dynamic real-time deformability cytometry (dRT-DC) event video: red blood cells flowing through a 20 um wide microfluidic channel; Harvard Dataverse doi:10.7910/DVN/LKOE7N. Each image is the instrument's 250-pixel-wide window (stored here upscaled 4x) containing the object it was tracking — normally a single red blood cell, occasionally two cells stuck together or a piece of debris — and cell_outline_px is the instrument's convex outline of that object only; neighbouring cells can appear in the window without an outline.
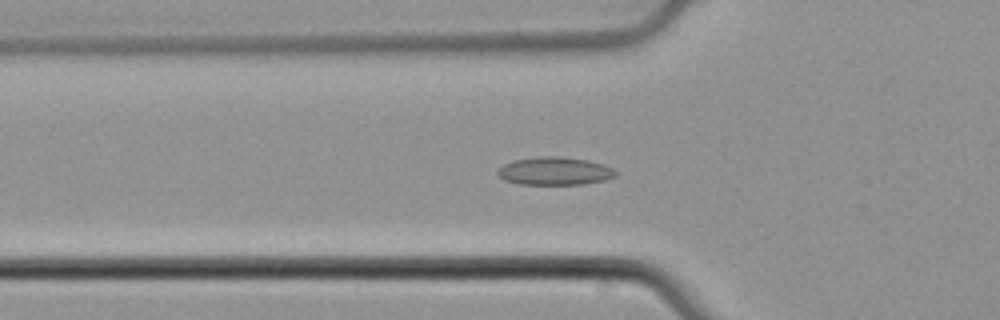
{"species": "common noctule bat (a hibernating species)", "species_latin": "Nyctalus noctula", "temperature_condition": "cold", "stored_images_in_passage": 49, "camera_frame_rate_fps": 3000, "um_per_image_px": 0.085, "animal": {"sex": "male", "body_mass_g": 21.5, "forearm_length_mm": 52.0}, "frame": {"image": 1, "passage_image": 20, "time_ms": 6.333, "image_size_px": [1000, 320], "cell_outline_px": [[620, 172], [616, 176], [604, 180], [584, 184], [520, 184], [504, 180], [496, 172], [504, 164], [516, 160], [536, 156], [560, 156], [588, 160], [604, 164]], "centroid_in_image_um": [47.2, 14.53], "position_along_channel_um": 78.6, "area_um2": 19.31}}
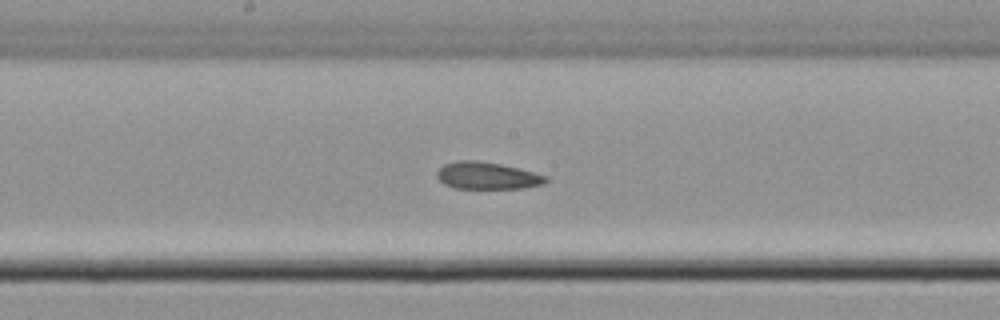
{"frame": {"image": 2, "passage_image": 30, "time_ms": 9.667, "image_size_px": [1000, 320], "cell_outline_px": [[548, 180], [544, 184], [524, 188], [456, 188], [444, 184], [436, 176], [436, 172], [444, 164], [456, 160], [476, 160], [500, 164], [520, 168], [548, 176]], "centroid_in_image_um": [41.42, 14.92], "position_along_channel_um": 206.8, "area_um2": 17.28}}
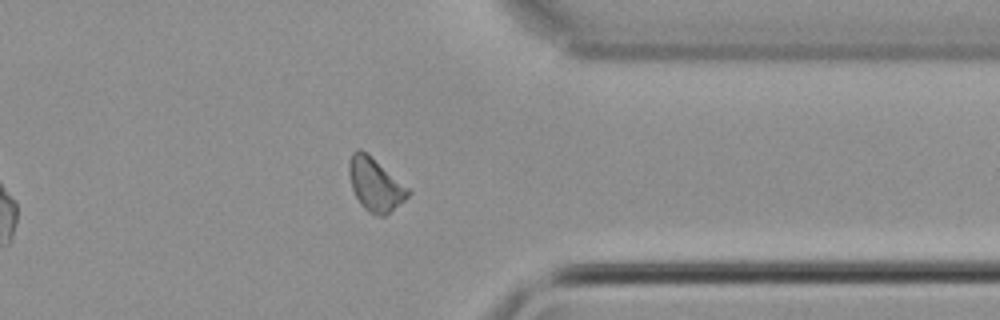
{"frame": {"image": 3, "passage_image": 44, "time_ms": 14.333, "image_size_px": [1000, 320], "cell_outline_px": [[412, 192], [404, 200], [384, 216], [376, 216], [368, 212], [360, 204], [352, 188], [348, 172], [348, 164], [352, 152], [356, 148], [360, 148], [408, 188]], "centroid_in_image_um": [31.85, 15.7], "position_along_channel_um": 379.5, "area_um2": 17.86}, "authors_computed_cell_mechanics": {"area_um2": 18.3226, "velocity_mm_per_s": 3.8544, "shape_relaxation_time_tau1_ms": null, "shape_relaxation_time_tau2_ms": 1.6938, "deformation_change_tau1": null, "deformation_change_tau2": 0.0732}}